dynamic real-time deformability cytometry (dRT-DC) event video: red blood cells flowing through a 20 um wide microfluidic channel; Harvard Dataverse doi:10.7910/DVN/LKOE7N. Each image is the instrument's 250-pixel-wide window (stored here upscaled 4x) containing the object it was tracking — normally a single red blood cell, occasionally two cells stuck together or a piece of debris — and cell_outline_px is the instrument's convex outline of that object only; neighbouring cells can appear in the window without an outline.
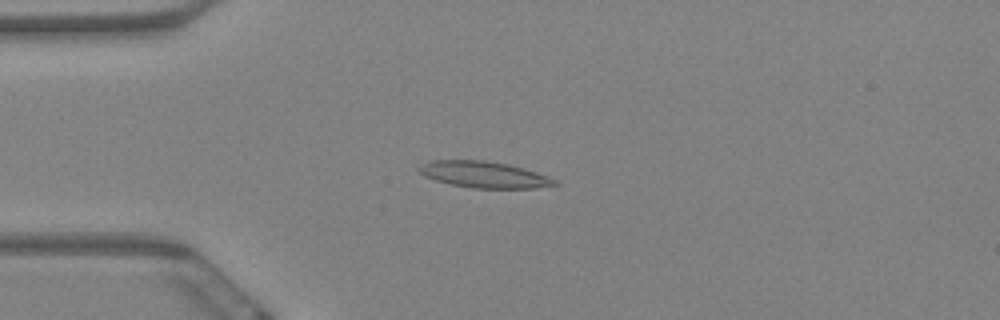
{"species": "Egyptian fruit bat (a non-hibernating species)", "species_latin": "Rousettus aegyptiacus", "temperature_condition": "warm", "stored_images_in_passage": 5, "camera_frame_rate_fps": 3000, "um_per_image_px": 0.085, "animal": {"sex": "female"}, "frame": {"image": 1, "passage_image": 4, "time_ms": 1.0, "image_size_px": [1000, 320], "cell_outline_px": [[560, 184], [532, 188], [472, 188], [452, 184], [436, 180], [424, 176], [416, 168], [428, 160], [484, 160], [508, 164], [524, 168], [548, 176], [556, 180]], "centroid_in_image_um": [41.13, 14.83], "position_along_channel_um": 43.9, "area_um2": 20.81}}